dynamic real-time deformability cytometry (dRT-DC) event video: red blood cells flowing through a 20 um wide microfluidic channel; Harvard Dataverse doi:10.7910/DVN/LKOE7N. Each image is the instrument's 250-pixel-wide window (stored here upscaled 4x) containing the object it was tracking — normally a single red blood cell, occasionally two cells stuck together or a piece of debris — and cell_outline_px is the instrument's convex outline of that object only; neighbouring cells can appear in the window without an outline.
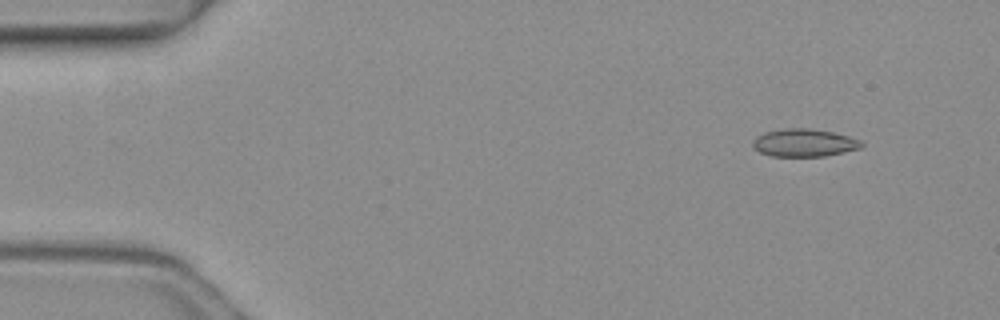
{"species": "common noctule bat (a hibernating species)", "species_latin": "Nyctalus noctula", "temperature_condition": "warm", "stored_images_in_passage": 5, "camera_frame_rate_fps": 3000, "um_per_image_px": 0.085, "animal": {"sex": "female", "body_mass_g": 19.3, "forearm_length_mm": 54.1}, "frame": {"image": 1, "passage_image": 1, "time_ms": 0.0, "image_size_px": [1000, 320], "cell_outline_px": [[864, 144], [860, 148], [844, 152], [824, 156], [772, 156], [760, 152], [752, 144], [752, 140], [756, 136], [764, 132], [788, 128], [808, 128], [832, 132], [848, 136], [860, 140]], "centroid_in_image_um": [68.34, 12.13], "position_along_channel_um": 16.7, "area_um2": 17.46}}
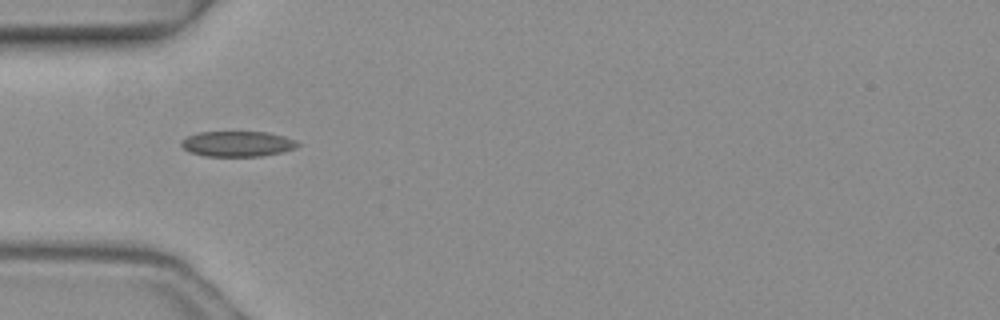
{"frame": {"image": 2, "passage_image": 4, "time_ms": 1.0, "image_size_px": [1000, 320], "cell_outline_px": [[300, 144], [292, 148], [280, 152], [260, 156], [204, 156], [188, 152], [180, 144], [180, 140], [196, 132], [268, 132], [284, 136], [296, 140]], "centroid_in_image_um": [20.12, 12.22], "position_along_channel_um": 64.9, "area_um2": 17.22}}
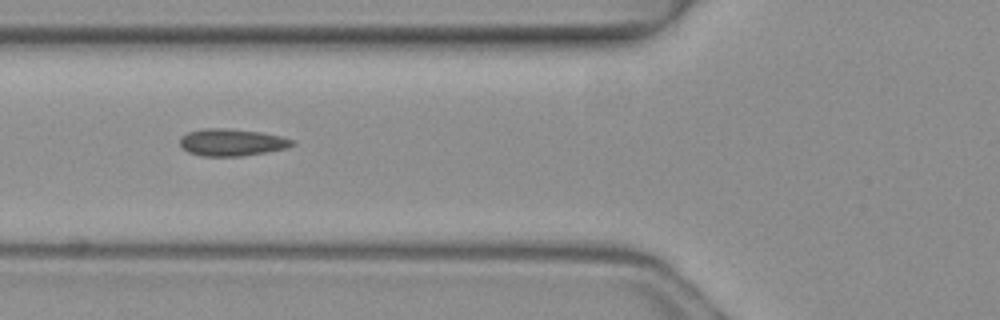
{"frame": {"image": 3, "passage_image": 5, "time_ms": 1.333, "image_size_px": [1000, 320], "cell_outline_px": [[296, 144], [288, 148], [268, 152], [244, 156], [200, 156], [188, 152], [180, 144], [180, 136], [188, 132], [204, 128], [224, 128], [260, 132], [280, 136], [296, 140]], "centroid_in_image_um": [19.73, 12.11], "position_along_channel_um": 106.1, "area_um2": 17.92}}